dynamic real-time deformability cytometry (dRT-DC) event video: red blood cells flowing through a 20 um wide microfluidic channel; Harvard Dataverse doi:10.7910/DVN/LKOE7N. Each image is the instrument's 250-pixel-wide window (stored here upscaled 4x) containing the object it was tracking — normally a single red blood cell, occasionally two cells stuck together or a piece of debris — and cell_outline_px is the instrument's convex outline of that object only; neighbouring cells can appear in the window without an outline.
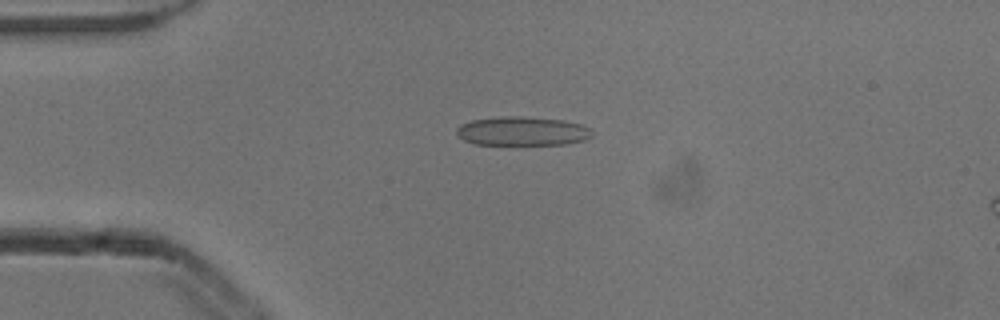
{"species": "common noctule bat (a hibernating species)", "species_latin": "Nyctalus noctula", "temperature_condition": "cold", "stored_images_in_passage": 6, "camera_frame_rate_fps": 3000, "um_per_image_px": 0.085, "animal": {"sex": "male", "body_mass_g": 13.3}, "frame": {"image": 1, "passage_image": 4, "time_ms": 1.0, "image_size_px": [1000, 320], "cell_outline_px": [[592, 136], [584, 140], [568, 144], [476, 144], [464, 140], [456, 132], [456, 128], [460, 124], [472, 120], [500, 116], [520, 116], [564, 120], [580, 124], [588, 128], [592, 132]], "centroid_in_image_um": [44.39, 11.14], "position_along_channel_um": 40.6, "area_um2": 22.77}}